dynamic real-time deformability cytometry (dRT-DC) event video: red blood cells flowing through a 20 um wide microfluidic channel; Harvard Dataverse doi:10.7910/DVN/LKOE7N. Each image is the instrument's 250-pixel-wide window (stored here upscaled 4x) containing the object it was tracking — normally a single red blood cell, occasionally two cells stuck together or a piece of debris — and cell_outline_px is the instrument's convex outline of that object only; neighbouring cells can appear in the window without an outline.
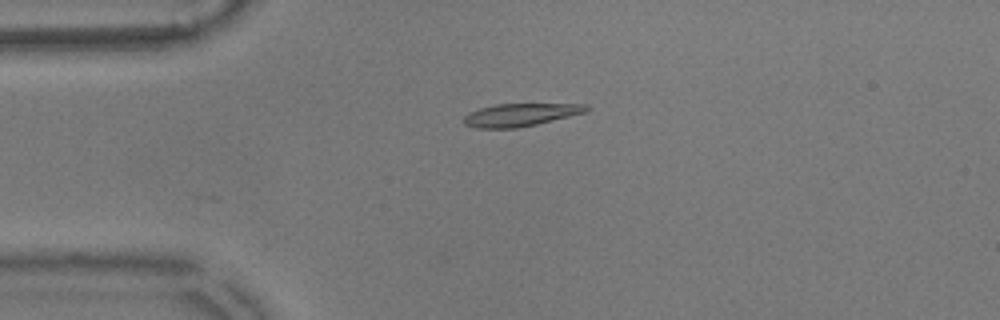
{"species": "common noctule bat (a hibernating species)", "species_latin": "Nyctalus noctula", "temperature_condition": "warm", "stored_images_in_passage": 12, "camera_frame_rate_fps": 3000, "um_per_image_px": 0.085, "animal": {"sex": "male", "body_mass_g": 17.9}, "frame": {"image": 1, "passage_image": 1, "time_ms": 0.0, "image_size_px": [1000, 320], "cell_outline_px": [[592, 108], [588, 112], [536, 124], [516, 128], [476, 128], [464, 124], [464, 116], [468, 112], [480, 108], [496, 104], [588, 104]], "centroid_in_image_um": [44.27, 9.75], "position_along_channel_um": 40.7, "area_um2": 16.36}}